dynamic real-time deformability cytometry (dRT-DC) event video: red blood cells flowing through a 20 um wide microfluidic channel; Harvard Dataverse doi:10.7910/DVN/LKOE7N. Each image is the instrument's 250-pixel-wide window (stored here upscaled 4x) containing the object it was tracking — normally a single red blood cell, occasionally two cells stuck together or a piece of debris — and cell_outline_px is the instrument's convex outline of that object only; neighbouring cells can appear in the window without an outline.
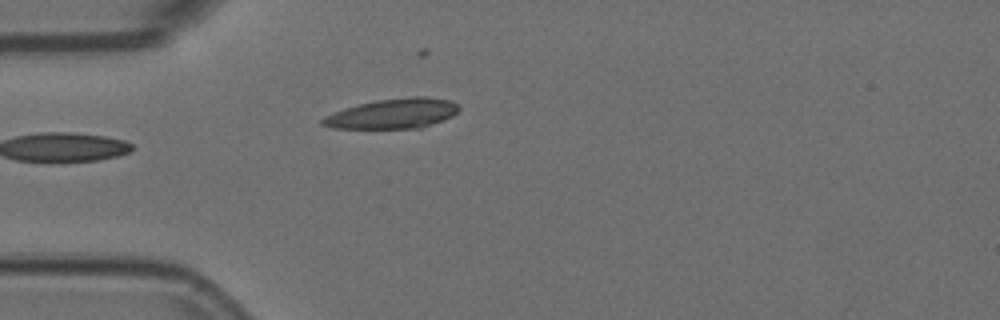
{"species": "Egyptian fruit bat (a non-hibernating species)", "species_latin": "Rousettus aegyptiacus", "temperature_condition": "room temperature", "stored_images_in_passage": 3, "camera_frame_rate_fps": 3000, "um_per_image_px": 0.085, "animal": {"sex": "female"}, "frame": {"image": 1, "passage_image": 3, "time_ms": 0.667, "image_size_px": [1000, 320], "cell_outline_px": [[460, 108], [452, 116], [420, 128], [332, 128], [320, 124], [320, 120], [324, 116], [344, 108], [376, 100], [412, 96], [424, 96], [452, 100], [460, 104]], "centroid_in_image_um": [33.4, 9.64], "position_along_channel_um": 51.6, "area_um2": 23.81}}